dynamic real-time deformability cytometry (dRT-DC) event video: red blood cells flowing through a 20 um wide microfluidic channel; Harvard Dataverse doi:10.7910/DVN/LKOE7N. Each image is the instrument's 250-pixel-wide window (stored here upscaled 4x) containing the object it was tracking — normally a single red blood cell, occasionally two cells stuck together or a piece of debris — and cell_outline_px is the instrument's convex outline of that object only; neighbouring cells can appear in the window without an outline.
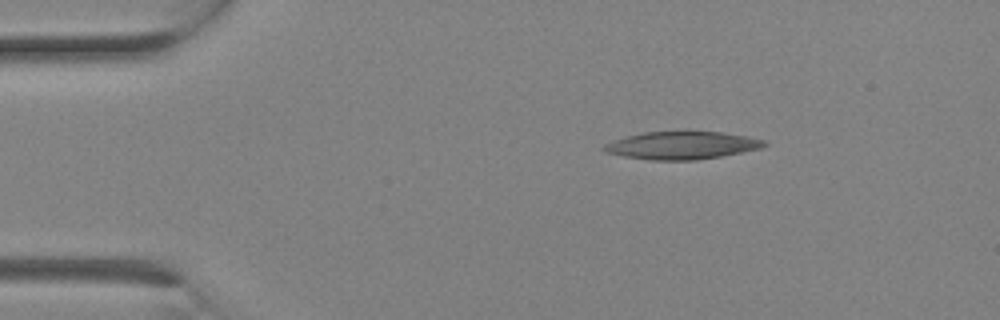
{"species": "Egyptian fruit bat (a non-hibernating species)", "species_latin": "Rousettus aegyptiacus", "temperature_condition": "room temperature", "stored_images_in_passage": 4, "camera_frame_rate_fps": 3000, "um_per_image_px": 0.085, "animal": {"sex": "female"}, "frame": {"image": 1, "passage_image": 4, "time_ms": 1.0, "image_size_px": [1000, 320], "cell_outline_px": [[768, 144], [760, 148], [720, 156], [696, 160], [648, 160], [624, 156], [604, 152], [600, 148], [604, 144], [612, 140], [624, 136], [644, 132], [720, 132], [748, 136], [764, 140]], "centroid_in_image_um": [57.89, 12.36], "position_along_channel_um": 27.1, "area_um2": 25.84}}